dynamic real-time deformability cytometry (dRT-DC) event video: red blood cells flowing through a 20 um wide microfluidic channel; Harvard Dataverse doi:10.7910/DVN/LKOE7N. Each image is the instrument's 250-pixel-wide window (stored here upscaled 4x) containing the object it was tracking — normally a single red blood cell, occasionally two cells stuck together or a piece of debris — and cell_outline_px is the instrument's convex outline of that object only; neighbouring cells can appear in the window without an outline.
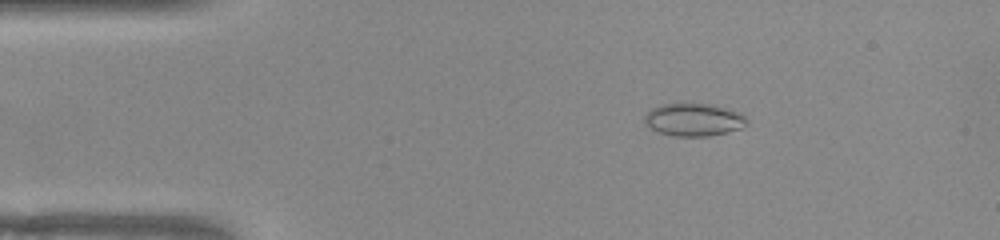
{"species": "common noctule bat (a hibernating species)", "species_latin": "Nyctalus noctula", "temperature_condition": "warm", "stored_images_in_passage": 45, "camera_frame_rate_fps": 3000, "um_per_image_px": 0.085, "animal": {"sex": "female", "body_mass_g": 22.0, "forearm_length_mm": 56.7}, "frame": {"image": 1, "passage_image": 2, "time_ms": 0.333, "image_size_px": [1000, 240], "cell_outline_px": [[748, 124], [740, 128], [728, 132], [708, 136], [676, 136], [660, 132], [648, 128], [644, 120], [644, 116], [652, 108], [660, 104], [708, 104], [724, 108], [736, 112], [744, 116], [748, 120]], "centroid_in_image_um": [58.94, 10.18], "position_along_channel_um": 26.1, "area_um2": 19.25}}
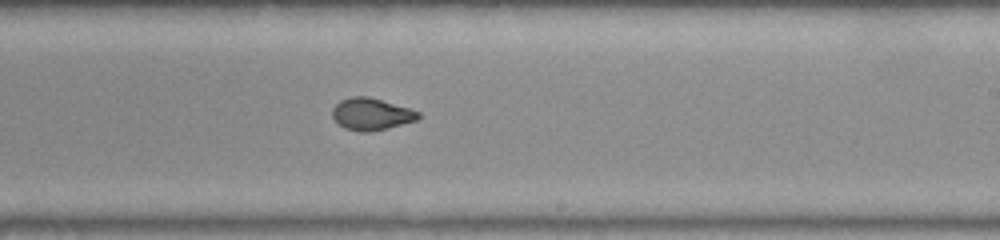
{"frame": {"image": 2, "passage_image": 24, "time_ms": 7.667, "image_size_px": [1000, 240], "cell_outline_px": [[420, 116], [416, 120], [388, 128], [372, 132], [360, 132], [344, 128], [332, 116], [332, 108], [340, 100], [352, 96], [368, 96], [408, 108], [420, 112]], "centroid_in_image_um": [31.54, 9.7], "position_along_channel_um": 257.5, "area_um2": 15.95}}
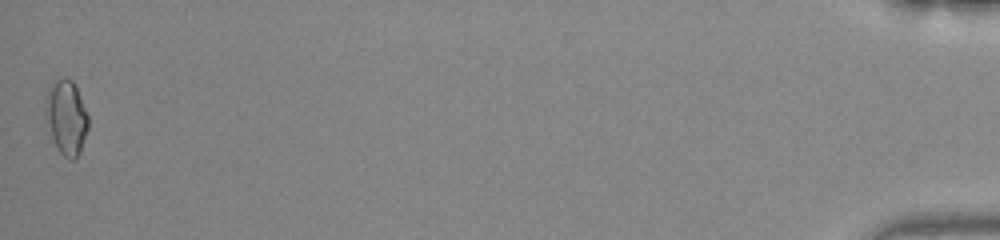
{"frame": {"image": 3, "passage_image": 45, "time_ms": 14.667, "image_size_px": [1000, 240], "cell_outline_px": [[88, 128], [80, 152], [76, 160], [68, 160], [60, 152], [52, 136], [44, 116], [44, 96], [48, 88], [56, 80], [64, 76], [68, 76], [72, 80], [76, 88], [88, 116]], "centroid_in_image_um": [5.61, 9.95], "position_along_channel_um": 429.6, "area_um2": 18.73}}